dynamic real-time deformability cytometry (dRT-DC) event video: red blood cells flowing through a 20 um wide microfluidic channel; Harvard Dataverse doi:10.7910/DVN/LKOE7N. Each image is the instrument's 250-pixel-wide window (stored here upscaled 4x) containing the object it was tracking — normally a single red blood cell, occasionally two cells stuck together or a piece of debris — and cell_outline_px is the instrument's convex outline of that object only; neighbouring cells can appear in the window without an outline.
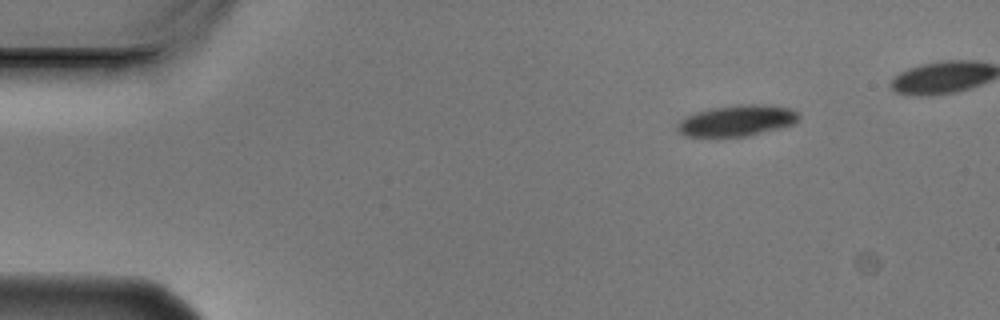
{"species": "Egyptian fruit bat (a non-hibernating species)", "species_latin": "Rousettus aegyptiacus", "temperature_condition": "cold", "stored_images_in_passage": 5, "camera_frame_rate_fps": 3000, "um_per_image_px": 0.085, "animal": {"sex": "male"}, "frame": {"image": 1, "passage_image": 1, "time_ms": 0.0, "image_size_px": [1000, 320], "cell_outline_px": [[800, 116], [796, 124], [748, 136], [716, 140], [684, 136], [676, 128], [676, 124], [680, 120], [696, 112], [712, 108], [748, 104], [756, 104], [792, 108]], "centroid_in_image_um": [62.59, 10.32], "position_along_channel_um": 22.4, "area_um2": 22.72}}